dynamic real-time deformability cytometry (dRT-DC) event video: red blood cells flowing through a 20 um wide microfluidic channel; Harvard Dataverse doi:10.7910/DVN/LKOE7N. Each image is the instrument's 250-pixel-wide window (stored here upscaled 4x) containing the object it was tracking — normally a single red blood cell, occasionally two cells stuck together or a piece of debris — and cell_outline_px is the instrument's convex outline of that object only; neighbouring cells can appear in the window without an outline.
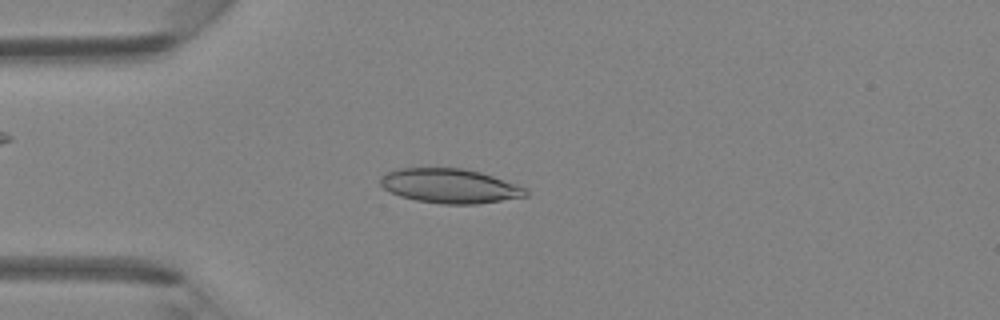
{"species": "Egyptian fruit bat (a non-hibernating species)", "species_latin": "Rousettus aegyptiacus", "temperature_condition": "room temperature", "stored_images_in_passage": 44, "camera_frame_rate_fps": 3000, "um_per_image_px": 0.085, "animal": {"sex": "female"}, "frame": {"image": 1, "passage_image": 11, "time_ms": 3.333, "image_size_px": [1000, 320], "cell_outline_px": [[528, 196], [476, 204], [440, 204], [416, 200], [400, 196], [384, 188], [380, 184], [380, 180], [388, 172], [400, 168], [464, 168], [480, 172], [528, 188]], "centroid_in_image_um": [38.27, 15.81], "position_along_channel_um": 46.7, "area_um2": 29.02}}
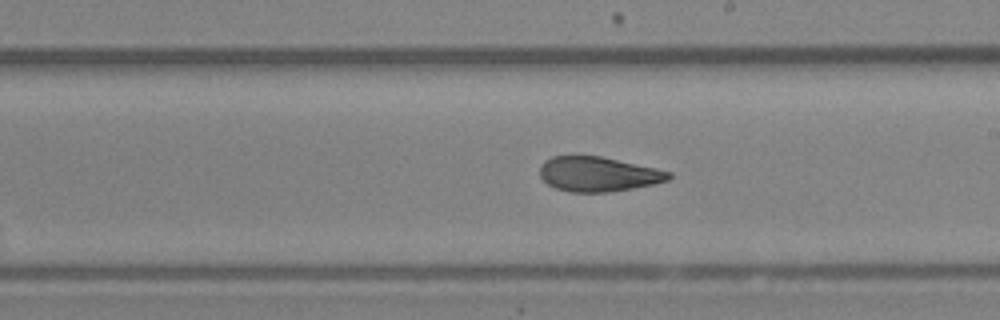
{"frame": {"image": 2, "passage_image": 25, "time_ms": 8.0, "image_size_px": [1000, 320], "cell_outline_px": [[672, 176], [668, 180], [656, 184], [608, 192], [572, 192], [556, 188], [548, 184], [540, 176], [540, 164], [544, 160], [552, 156], [600, 156], [656, 168], [672, 172]], "centroid_in_image_um": [50.85, 14.8], "position_along_channel_um": 238.1, "area_um2": 26.07}}
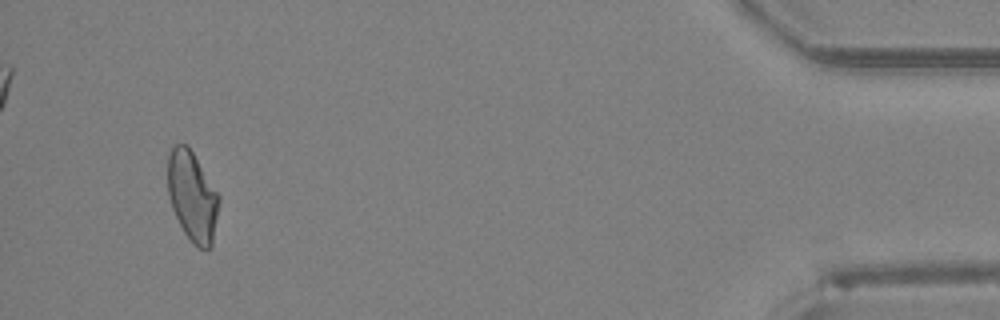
{"frame": {"image": 3, "passage_image": 42, "time_ms": 13.667, "image_size_px": [1000, 320], "cell_outline_px": [[220, 200], [212, 248], [200, 248], [192, 244], [184, 232], [172, 208], [168, 196], [168, 152], [172, 144], [188, 144], [220, 196]], "centroid_in_image_um": [16.35, 16.67], "position_along_channel_um": 418.9, "area_um2": 27.11}}